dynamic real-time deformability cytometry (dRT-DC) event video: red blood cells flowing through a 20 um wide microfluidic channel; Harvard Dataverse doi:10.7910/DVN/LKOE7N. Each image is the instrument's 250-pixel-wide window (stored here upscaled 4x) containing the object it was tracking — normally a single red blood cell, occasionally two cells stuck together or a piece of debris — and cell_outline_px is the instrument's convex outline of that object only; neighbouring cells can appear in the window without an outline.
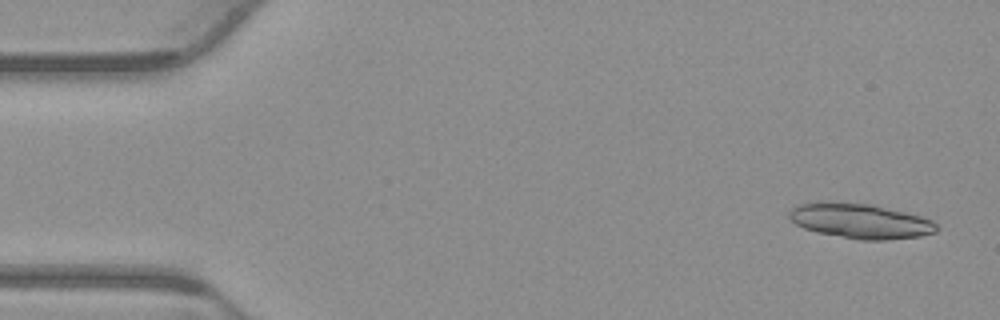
{"species": "common noctule bat (a hibernating species)", "species_latin": "Nyctalus noctula", "temperature_condition": "warm", "stored_images_in_passage": 53, "segment_of_instrument_passage": [1, 2], "camera_frame_rate_fps": 3000, "um_per_image_px": 0.085, "animal": {"sex": "male", "body_mass_g": 23.1, "forearm_length_mm": 52.7}, "frame": {"image": 1, "passage_image": 2, "time_ms": 0.333, "image_size_px": [1000, 320], "cell_outline_px": [[940, 228], [936, 232], [920, 236], [888, 240], [860, 240], [816, 232], [804, 228], [796, 224], [788, 216], [788, 212], [792, 208], [800, 204], [816, 200], [820, 200], [872, 204], [920, 216], [932, 220]], "centroid_in_image_um": [73.1, 18.77], "position_along_channel_um": 11.9, "area_um2": 30.35}}